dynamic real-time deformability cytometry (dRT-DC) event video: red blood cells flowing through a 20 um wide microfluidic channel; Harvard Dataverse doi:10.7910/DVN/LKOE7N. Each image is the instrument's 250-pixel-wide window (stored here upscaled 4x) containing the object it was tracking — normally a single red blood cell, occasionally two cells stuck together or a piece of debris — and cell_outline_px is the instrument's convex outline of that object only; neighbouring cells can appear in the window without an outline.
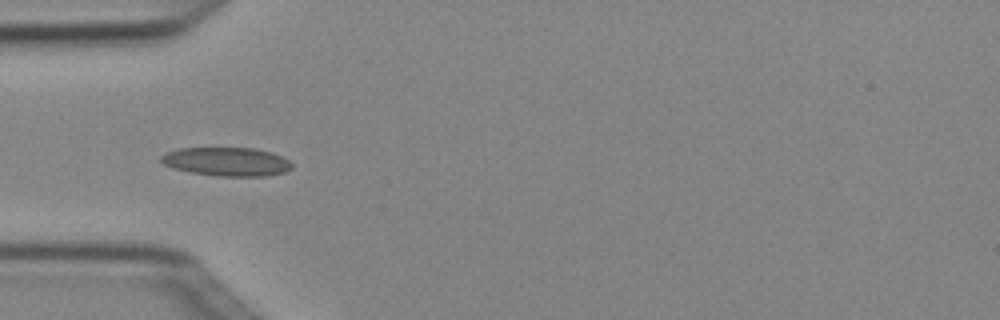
{"species": "Egyptian fruit bat (a non-hibernating species)", "species_latin": "Rousettus aegyptiacus", "temperature_condition": "cold", "stored_images_in_passage": 9, "camera_frame_rate_fps": 3000, "um_per_image_px": 0.085, "animal": {"sex": "female"}, "frame": {"image": 1, "passage_image": 6, "time_ms": 1.667, "image_size_px": [1000, 320], "cell_outline_px": [[292, 168], [284, 172], [264, 176], [216, 176], [192, 172], [172, 168], [164, 164], [160, 160], [160, 156], [168, 152], [180, 148], [256, 148], [272, 152], [288, 160], [292, 164]], "centroid_in_image_um": [19.27, 13.74], "position_along_channel_um": 65.7, "area_um2": 21.79}}
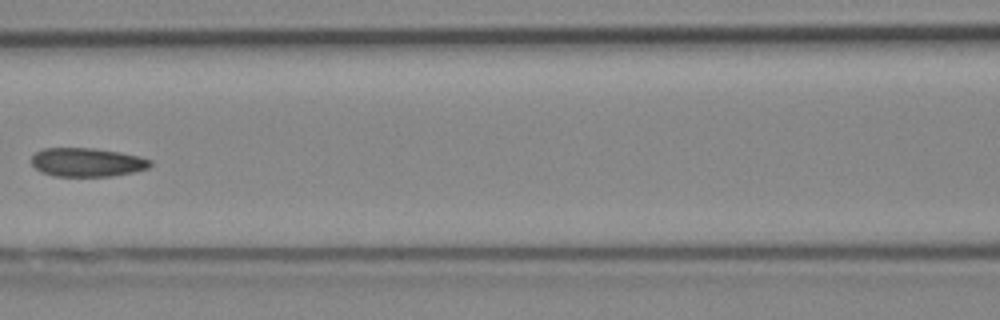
{"frame": {"image": 2, "passage_image": 8, "time_ms": 2.333, "image_size_px": [1000, 320], "cell_outline_px": [[152, 164], [148, 168], [132, 172], [112, 176], [52, 176], [40, 172], [32, 164], [32, 156], [36, 152], [44, 148], [92, 148], [120, 152], [140, 156], [152, 160]], "centroid_in_image_um": [7.4, 13.79], "position_along_channel_um": 159.2, "area_um2": 19.94}}
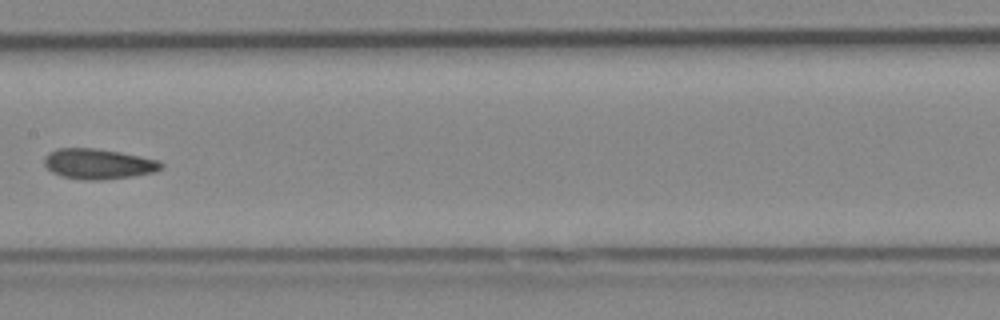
{"frame": {"image": 3, "passage_image": 9, "time_ms": 2.667, "image_size_px": [1000, 320], "cell_outline_px": [[164, 168], [156, 172], [132, 176], [104, 180], [84, 180], [60, 176], [52, 172], [44, 164], [44, 156], [48, 152], [56, 148], [96, 148], [120, 152], [160, 160], [164, 164]], "centroid_in_image_um": [8.37, 13.93], "position_along_channel_um": 199.0, "area_um2": 20.98}}